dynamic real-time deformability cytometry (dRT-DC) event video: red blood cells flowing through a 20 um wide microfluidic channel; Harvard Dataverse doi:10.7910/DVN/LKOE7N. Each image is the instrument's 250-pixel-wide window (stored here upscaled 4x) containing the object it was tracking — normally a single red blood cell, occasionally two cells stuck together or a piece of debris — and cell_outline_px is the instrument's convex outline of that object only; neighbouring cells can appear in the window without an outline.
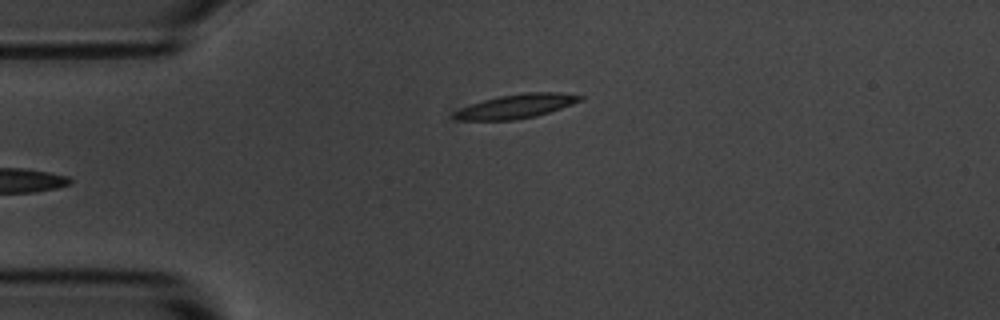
{"species": "common noctule bat (a hibernating species)", "species_latin": "Nyctalus noctula", "temperature_condition": "room temperature", "stored_images_in_passage": 5, "camera_frame_rate_fps": 3000, "um_per_image_px": 0.085, "animal": {"sex": "male", "body_mass_g": 20.1, "forearm_length_mm": 53.5}, "frame": {"image": 1, "passage_image": 5, "time_ms": 4.667, "image_size_px": [1000, 320], "cell_outline_px": [[584, 96], [580, 100], [572, 104], [536, 116], [516, 120], [456, 120], [452, 116], [452, 112], [460, 108], [484, 100], [500, 96], [524, 92], [560, 92]], "centroid_in_image_um": [43.84, 9.03], "position_along_channel_um": 41.2, "area_um2": 17.57}}